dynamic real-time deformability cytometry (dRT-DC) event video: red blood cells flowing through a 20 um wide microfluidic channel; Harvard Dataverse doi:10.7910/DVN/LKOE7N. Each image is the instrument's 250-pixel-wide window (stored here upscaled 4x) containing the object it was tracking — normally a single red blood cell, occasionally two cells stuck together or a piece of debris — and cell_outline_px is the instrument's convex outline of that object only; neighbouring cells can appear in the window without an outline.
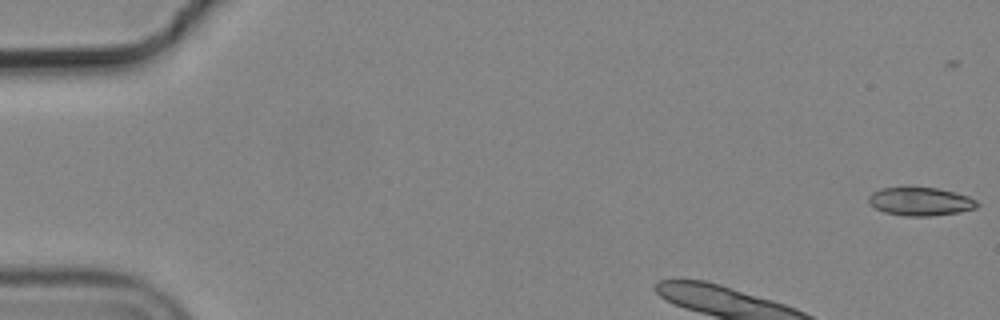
{"species": "common noctule bat (a hibernating species)", "species_latin": "Nyctalus noctula", "temperature_condition": "cold", "stored_images_in_passage": 12, "camera_frame_rate_fps": 3000, "um_per_image_px": 0.085, "animal": {"sex": "male", "body_mass_g": 19.2, "forearm_length_mm": 51.8}, "frame": {"image": 1, "passage_image": 2, "time_ms": 0.333, "image_size_px": [1000, 320], "cell_outline_px": [[980, 204], [976, 208], [960, 212], [932, 216], [904, 216], [884, 212], [876, 208], [868, 200], [868, 196], [872, 192], [880, 188], [936, 188], [968, 196], [976, 200]], "centroid_in_image_um": [78.24, 17.14], "position_along_channel_um": 6.8, "area_um2": 17.74}}